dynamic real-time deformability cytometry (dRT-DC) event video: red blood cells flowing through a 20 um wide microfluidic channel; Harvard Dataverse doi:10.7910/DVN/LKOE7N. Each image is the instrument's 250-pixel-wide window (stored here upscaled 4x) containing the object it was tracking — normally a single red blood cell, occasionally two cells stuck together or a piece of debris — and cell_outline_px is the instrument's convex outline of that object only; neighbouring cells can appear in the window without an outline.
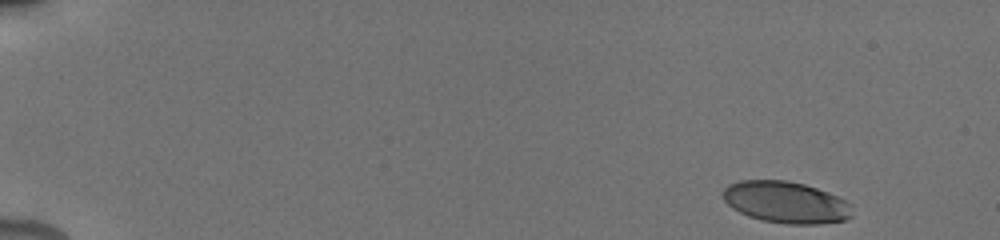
{"species": "human", "species_latin": "Homo sapiens", "temperature_condition": "cold", "stored_images_in_passage": 8, "camera_frame_rate_fps": 3000, "um_per_image_px": 0.085, "donor": {"sex": "male"}, "frame": {"image": 1, "passage_image": 1, "time_ms": 0.0, "image_size_px": [1000, 240], "cell_outline_px": [[852, 216], [844, 220], [816, 224], [788, 224], [764, 220], [748, 216], [732, 208], [720, 196], [724, 188], [728, 184], [740, 180], [784, 180], [804, 184], [828, 192], [852, 204]], "centroid_in_image_um": [66.78, 17.18], "position_along_channel_um": 18.2, "area_um2": 31.39}}
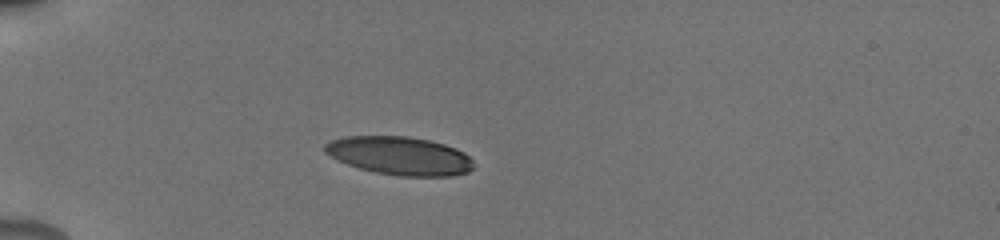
{"frame": {"image": 2, "passage_image": 5, "time_ms": 4.0, "image_size_px": [1000, 240], "cell_outline_px": [[472, 168], [468, 172], [452, 176], [400, 176], [376, 172], [360, 168], [348, 164], [324, 152], [324, 144], [332, 140], [344, 136], [408, 136], [428, 140], [444, 144], [456, 148], [464, 152], [472, 160]], "centroid_in_image_um": [33.98, 13.23], "position_along_channel_um": 51.0, "area_um2": 33.0}}
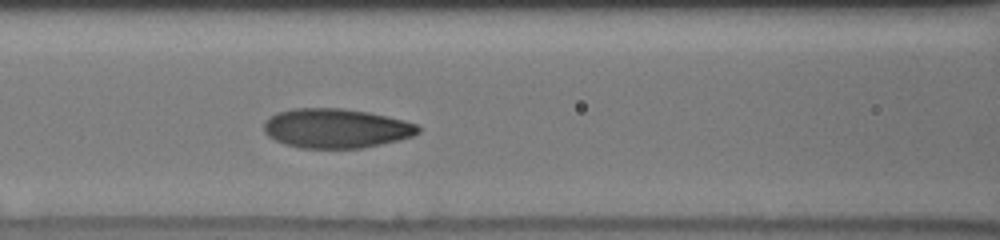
{"frame": {"image": 3, "passage_image": 8, "time_ms": 7.0, "image_size_px": [1000, 240], "cell_outline_px": [[420, 132], [412, 136], [400, 140], [360, 148], [300, 148], [284, 144], [268, 136], [264, 132], [264, 120], [276, 112], [292, 108], [340, 108], [368, 112], [404, 120], [416, 124], [420, 128]], "centroid_in_image_um": [28.53, 10.9], "position_along_channel_um": 138.1, "area_um2": 35.55}}